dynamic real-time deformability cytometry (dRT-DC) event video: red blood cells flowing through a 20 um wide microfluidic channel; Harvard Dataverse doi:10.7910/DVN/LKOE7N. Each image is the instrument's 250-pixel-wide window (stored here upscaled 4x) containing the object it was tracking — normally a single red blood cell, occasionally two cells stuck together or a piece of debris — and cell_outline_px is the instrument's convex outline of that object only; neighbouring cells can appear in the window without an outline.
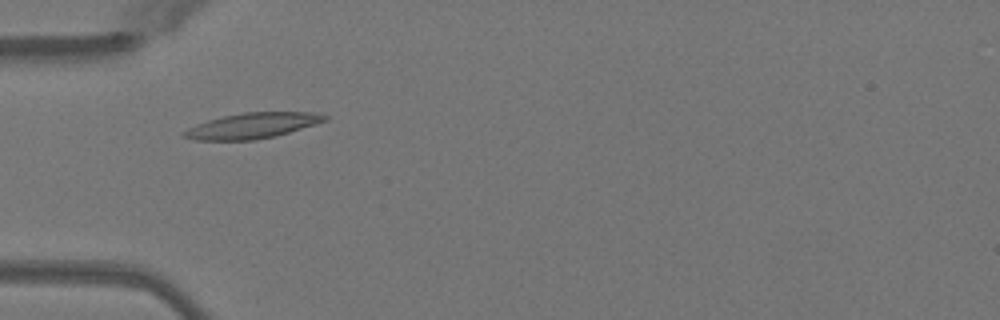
{"species": "Egyptian fruit bat (a non-hibernating species)", "species_latin": "Rousettus aegyptiacus", "temperature_condition": "warm", "stored_images_in_passage": 38, "camera_frame_rate_fps": 3000, "um_per_image_px": 0.085, "animal": {"sex": "female"}, "frame": {"image": 1, "passage_image": 4, "time_ms": 1.0, "image_size_px": [1000, 320], "cell_outline_px": [[328, 120], [316, 124], [276, 136], [256, 140], [196, 140], [180, 136], [180, 132], [196, 124], [208, 120], [224, 116], [244, 112], [316, 112], [328, 116]], "centroid_in_image_um": [21.44, 10.68], "position_along_channel_um": 63.6, "area_um2": 21.1}}
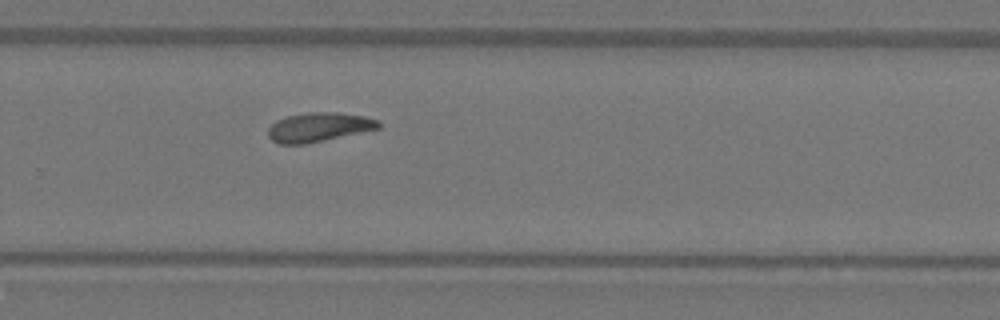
{"frame": {"image": 2, "passage_image": 22, "time_ms": 7.0, "image_size_px": [1000, 320], "cell_outline_px": [[380, 128], [304, 144], [276, 144], [268, 136], [268, 128], [276, 120], [288, 116], [308, 112], [336, 112], [364, 116], [380, 120]], "centroid_in_image_um": [27.08, 10.8], "position_along_channel_um": 302.7, "area_um2": 18.67}}
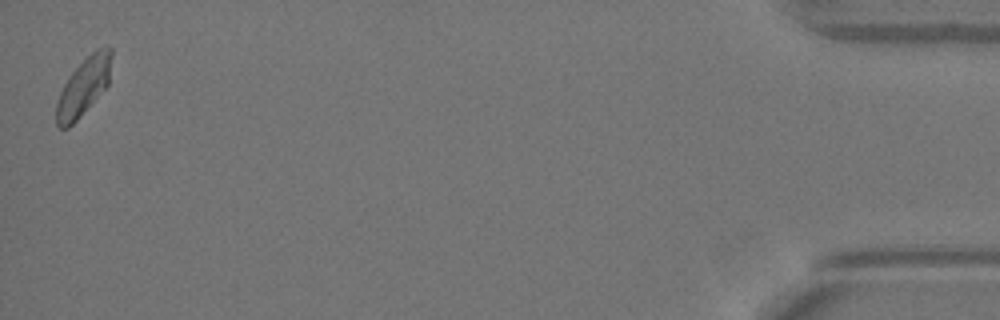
{"frame": {"image": 3, "passage_image": 38, "time_ms": 12.333, "image_size_px": [1000, 320], "cell_outline_px": [[112, 56], [108, 84], [76, 120], [68, 128], [60, 128], [56, 124], [56, 100], [64, 84], [72, 72], [96, 48], [108, 44], [112, 48]], "centroid_in_image_um": [7.11, 7.33], "position_along_channel_um": 428.1, "area_um2": 18.26}}